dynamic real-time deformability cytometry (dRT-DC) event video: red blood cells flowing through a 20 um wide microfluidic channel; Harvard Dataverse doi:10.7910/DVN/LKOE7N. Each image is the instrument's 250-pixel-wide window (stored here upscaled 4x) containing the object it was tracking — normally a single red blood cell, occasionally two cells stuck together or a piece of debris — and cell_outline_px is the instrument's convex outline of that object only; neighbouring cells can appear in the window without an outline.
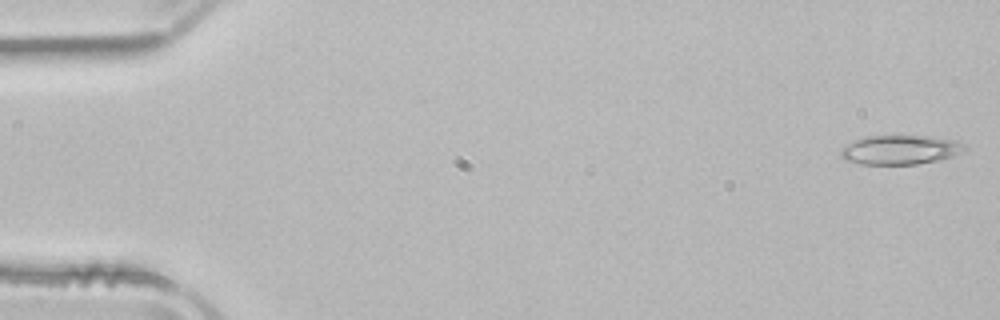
{"species": "common noctule bat (a hibernating species)", "species_latin": "Nyctalus noctula", "temperature_condition": "room temperature", "stored_images_in_passage": 4, "camera_frame_rate_fps": 3000, "um_per_image_px": 0.085, "animal": {"sex": "male", "body_mass_g": 21.5, "forearm_length_mm": 52.0}, "frame": {"image": 1, "passage_image": 1, "time_ms": 0.0, "image_size_px": [1000, 320], "cell_outline_px": [[968, 148], [952, 156], [940, 160], [916, 164], [860, 164], [844, 160], [840, 156], [840, 148], [844, 144], [864, 136], [928, 136], [956, 140], [964, 144]], "centroid_in_image_um": [76.47, 12.73], "position_along_channel_um": 8.5, "area_um2": 21.33}}